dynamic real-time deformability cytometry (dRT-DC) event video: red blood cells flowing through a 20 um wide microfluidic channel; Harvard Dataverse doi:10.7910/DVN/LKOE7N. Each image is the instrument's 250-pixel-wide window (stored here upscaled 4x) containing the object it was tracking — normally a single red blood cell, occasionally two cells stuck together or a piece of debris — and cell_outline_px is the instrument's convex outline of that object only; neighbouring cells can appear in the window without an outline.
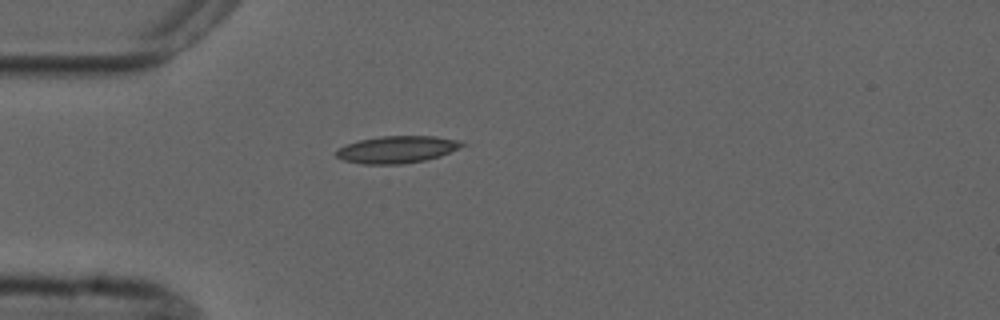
{"species": "common noctule bat (a hibernating species)", "species_latin": "Nyctalus noctula", "temperature_condition": "cold", "stored_images_in_passage": 1, "camera_frame_rate_fps": 3000, "um_per_image_px": 0.085, "animal": {"sex": "male", "forearm_length_mm": 52.5}, "frame": {"image": 1, "passage_image": 1, "time_ms": 0.0, "image_size_px": [1000, 320], "cell_outline_px": [[468, 144], [440, 156], [424, 160], [400, 164], [364, 164], [344, 160], [336, 156], [336, 148], [360, 140], [380, 136], [436, 136], [460, 140]], "centroid_in_image_um": [33.77, 12.7], "position_along_channel_um": 51.2, "area_um2": 19.83}}